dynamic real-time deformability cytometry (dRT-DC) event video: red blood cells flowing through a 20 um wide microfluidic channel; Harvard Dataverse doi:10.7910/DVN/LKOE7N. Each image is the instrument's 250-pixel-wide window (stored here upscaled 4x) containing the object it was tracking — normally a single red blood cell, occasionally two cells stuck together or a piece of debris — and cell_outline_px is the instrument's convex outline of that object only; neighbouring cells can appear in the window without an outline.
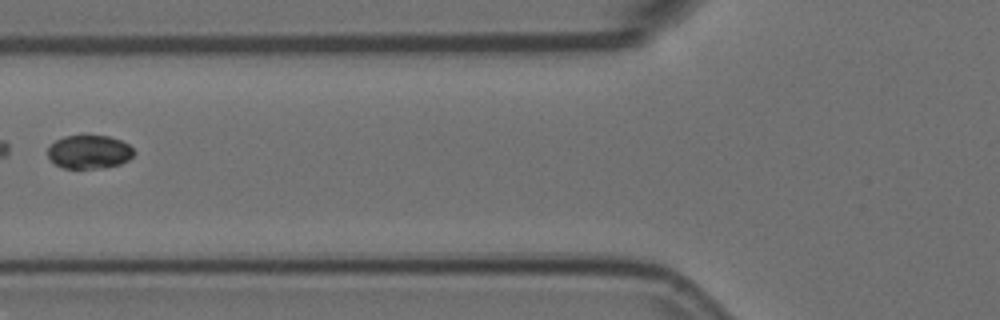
{"species": "Egyptian fruit bat (a non-hibernating species)", "species_latin": "Rousettus aegyptiacus", "temperature_condition": "room temperature", "stored_images_in_passage": 5, "camera_frame_rate_fps": 3000, "um_per_image_px": 0.085, "animal": {"sex": "female"}, "frame": {"image": 1, "passage_image": 5, "time_ms": 1.333, "image_size_px": [1000, 320], "cell_outline_px": [[136, 152], [128, 160], [120, 164], [104, 168], [64, 168], [56, 164], [48, 156], [48, 148], [56, 140], [64, 136], [84, 132], [108, 136], [120, 140], [128, 144]], "centroid_in_image_um": [7.59, 12.86], "position_along_channel_um": 118.2, "area_um2": 17.34}}